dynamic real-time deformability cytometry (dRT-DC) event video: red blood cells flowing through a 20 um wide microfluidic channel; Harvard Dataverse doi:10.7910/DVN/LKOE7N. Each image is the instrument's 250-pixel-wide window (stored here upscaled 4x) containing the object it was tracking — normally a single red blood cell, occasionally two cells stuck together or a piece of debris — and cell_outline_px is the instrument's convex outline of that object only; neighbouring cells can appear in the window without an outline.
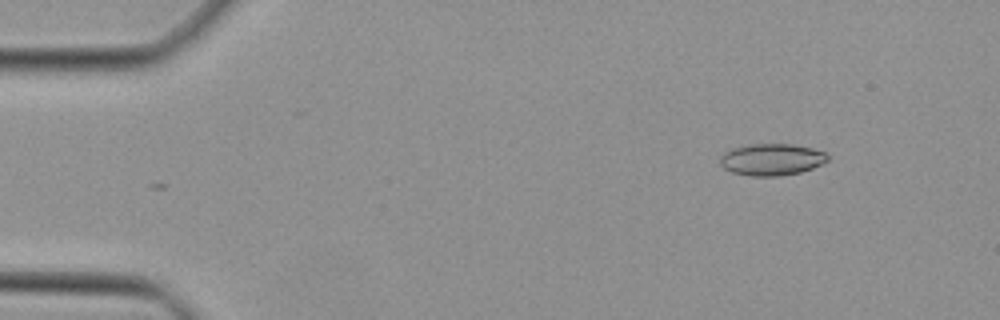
{"species": "Egyptian fruit bat (a non-hibernating species)", "species_latin": "Rousettus aegyptiacus", "temperature_condition": "cold", "stored_images_in_passage": 43, "camera_frame_rate_fps": 3000, "um_per_image_px": 0.085, "animal": {"sex": "female"}, "frame": {"image": 1, "passage_image": 2, "time_ms": 0.333, "image_size_px": [1000, 320], "cell_outline_px": [[828, 160], [824, 164], [800, 172], [780, 176], [752, 176], [732, 172], [724, 168], [720, 164], [720, 156], [724, 152], [732, 148], [748, 144], [792, 144], [812, 148], [828, 152]], "centroid_in_image_um": [65.61, 13.55], "position_along_channel_um": 19.4, "area_um2": 20.11}}
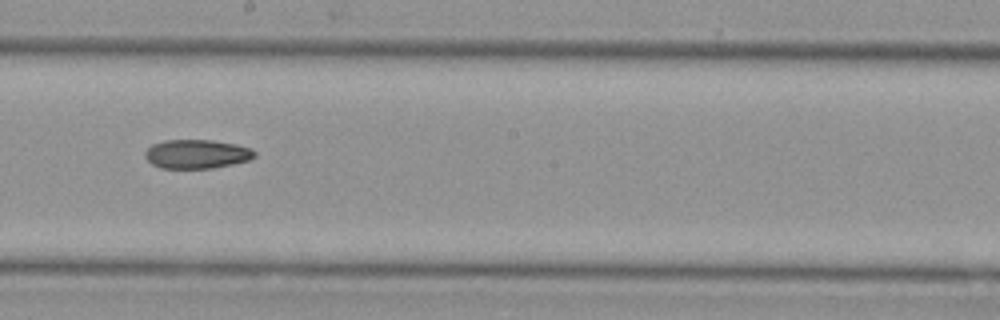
{"frame": {"image": 2, "passage_image": 23, "time_ms": 7.333, "image_size_px": [1000, 320], "cell_outline_px": [[256, 156], [248, 160], [232, 164], [212, 168], [160, 168], [152, 164], [144, 156], [144, 152], [152, 144], [164, 140], [212, 140], [236, 144], [252, 148], [256, 152]], "centroid_in_image_um": [16.72, 13.08], "position_along_channel_um": 231.5, "area_um2": 18.55}}
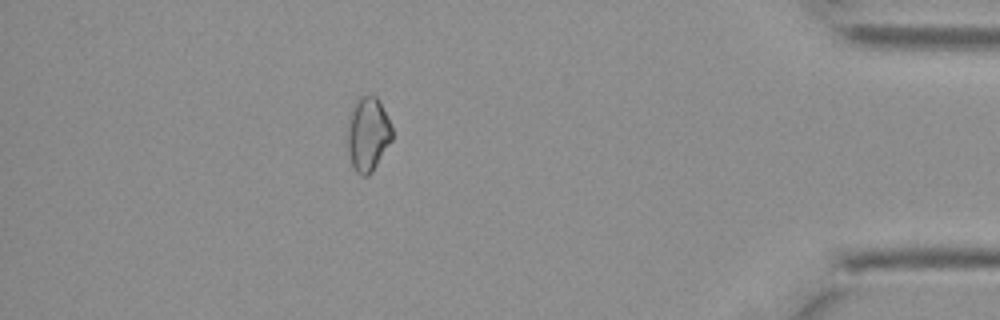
{"frame": {"image": 3, "passage_image": 38, "time_ms": 12.333, "image_size_px": [1000, 320], "cell_outline_px": [[392, 140], [372, 172], [368, 176], [360, 176], [356, 172], [352, 164], [348, 152], [344, 132], [348, 116], [356, 100], [360, 96], [376, 96], [392, 128]], "centroid_in_image_um": [31.2, 11.42], "position_along_channel_um": 404.0, "area_um2": 19.59}}